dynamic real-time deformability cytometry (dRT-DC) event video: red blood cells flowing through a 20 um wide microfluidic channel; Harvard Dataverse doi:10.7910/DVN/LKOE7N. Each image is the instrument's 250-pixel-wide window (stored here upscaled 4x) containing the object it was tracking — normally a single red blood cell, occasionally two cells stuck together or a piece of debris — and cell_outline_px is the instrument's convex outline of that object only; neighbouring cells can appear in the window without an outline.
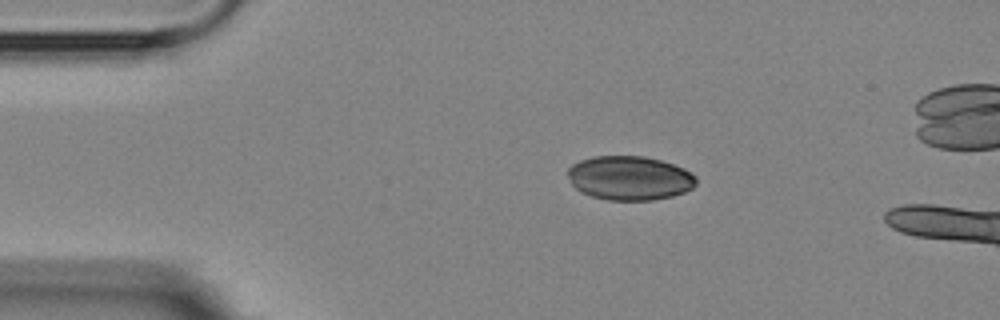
{"species": "Egyptian fruit bat (a non-hibernating species)", "species_latin": "Rousettus aegyptiacus", "temperature_condition": "room temperature", "stored_images_in_passage": 3, "camera_frame_rate_fps": 3000, "um_per_image_px": 0.085, "animal": {"sex": "female"}, "frame": {"image": 1, "passage_image": 1, "time_ms": 0.0, "image_size_px": [1000, 320], "cell_outline_px": [[696, 184], [692, 188], [684, 192], [672, 196], [652, 200], [608, 200], [592, 196], [580, 192], [572, 184], [568, 176], [568, 168], [572, 164], [580, 160], [592, 156], [644, 156], [660, 160], [684, 168], [692, 172], [696, 176]], "centroid_in_image_um": [53.52, 15.13], "position_along_channel_um": 31.5, "area_um2": 33.12}}